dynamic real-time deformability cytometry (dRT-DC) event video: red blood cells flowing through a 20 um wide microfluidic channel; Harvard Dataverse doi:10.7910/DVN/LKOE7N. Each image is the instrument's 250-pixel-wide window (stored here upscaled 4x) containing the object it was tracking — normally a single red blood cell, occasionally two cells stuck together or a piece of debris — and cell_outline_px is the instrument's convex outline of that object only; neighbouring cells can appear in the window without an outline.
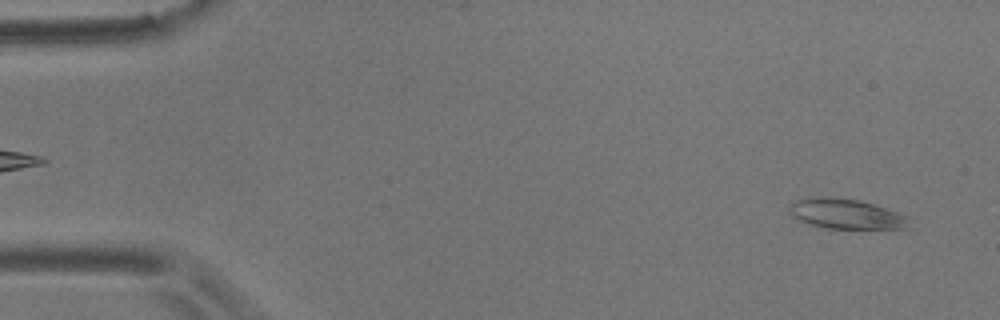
{"species": "common noctule bat (a hibernating species)", "species_latin": "Nyctalus noctula", "temperature_condition": "room temperature", "stored_images_in_passage": 5, "camera_frame_rate_fps": 3000, "um_per_image_px": 0.085, "animal": {"sex": "male", "body_mass_g": 17.9}, "frame": {"image": 1, "passage_image": 1, "time_ms": 0.0, "image_size_px": [1000, 320], "cell_outline_px": [[916, 228], [828, 228], [808, 224], [792, 216], [788, 208], [792, 200], [816, 196], [824, 196], [860, 200], [908, 216]], "centroid_in_image_um": [71.93, 18.18], "position_along_channel_um": 13.1, "area_um2": 21.15}}
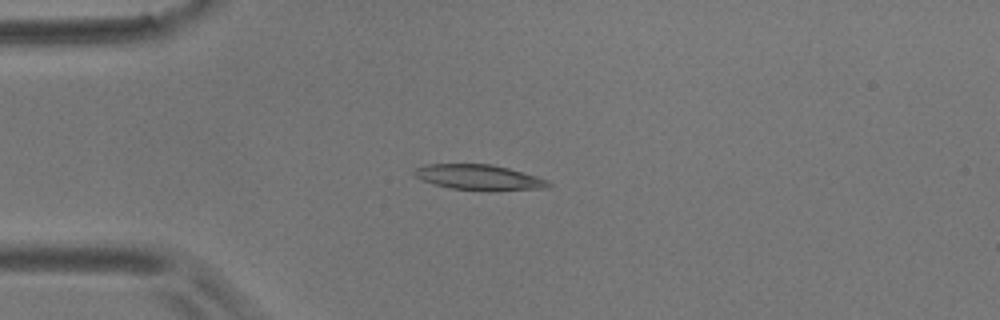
{"frame": {"image": 2, "passage_image": 4, "time_ms": 3.667, "image_size_px": [1000, 320], "cell_outline_px": [[552, 184], [548, 188], [488, 192], [452, 188], [432, 184], [416, 176], [412, 172], [416, 168], [424, 164], [492, 164], [508, 168], [536, 176], [548, 180]], "centroid_in_image_um": [40.75, 15.09], "position_along_channel_um": 44.3, "area_um2": 20.11}}